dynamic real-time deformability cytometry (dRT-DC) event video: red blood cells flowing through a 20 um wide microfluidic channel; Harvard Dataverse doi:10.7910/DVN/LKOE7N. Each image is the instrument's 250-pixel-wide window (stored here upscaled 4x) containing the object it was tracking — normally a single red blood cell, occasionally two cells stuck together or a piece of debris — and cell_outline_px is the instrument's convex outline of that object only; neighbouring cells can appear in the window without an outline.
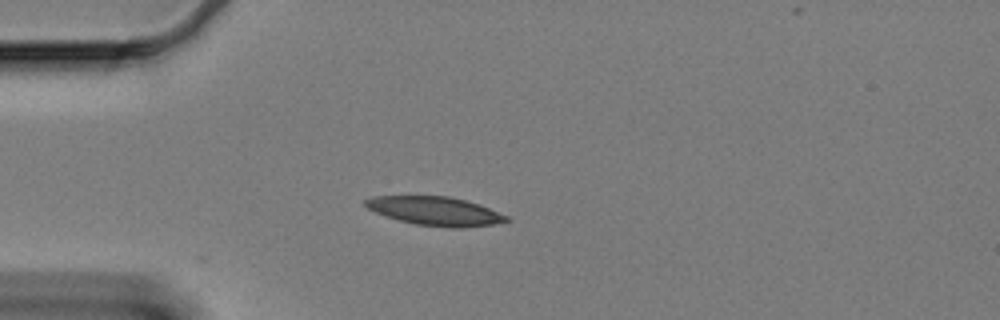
{"species": "Egyptian fruit bat (a non-hibernating species)", "species_latin": "Rousettus aegyptiacus", "temperature_condition": "cold", "stored_images_in_passage": 38, "camera_frame_rate_fps": 3000, "um_per_image_px": 0.085, "animal": {"sex": "female"}, "frame": {"image": 1, "passage_image": 1, "time_ms": 0.0, "image_size_px": [1000, 320], "cell_outline_px": [[512, 220], [492, 224], [460, 228], [452, 228], [416, 224], [400, 220], [376, 212], [368, 208], [364, 204], [364, 200], [372, 196], [448, 196], [480, 204], [508, 216]], "centroid_in_image_um": [37.01, 17.93], "position_along_channel_um": 48.0, "area_um2": 23.41}}
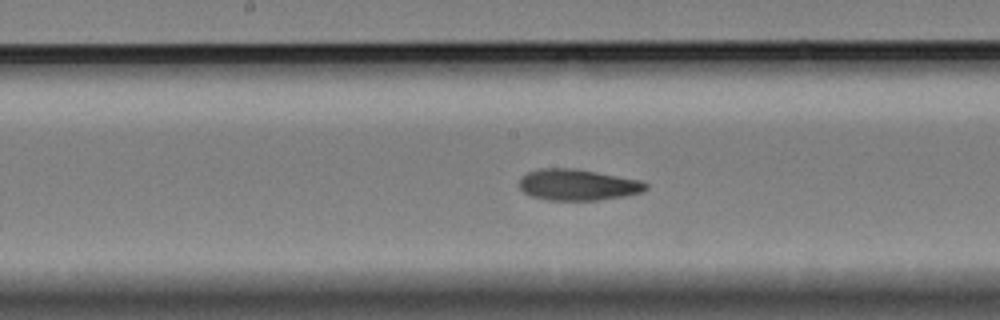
{"frame": {"image": 2, "passage_image": 16, "time_ms": 5.0, "image_size_px": [1000, 320], "cell_outline_px": [[648, 188], [644, 192], [624, 196], [596, 200], [548, 200], [532, 196], [524, 192], [520, 188], [520, 176], [528, 172], [540, 168], [576, 168], [640, 180], [648, 184]], "centroid_in_image_um": [49.12, 15.7], "position_along_channel_um": 199.1, "area_um2": 23.06}}
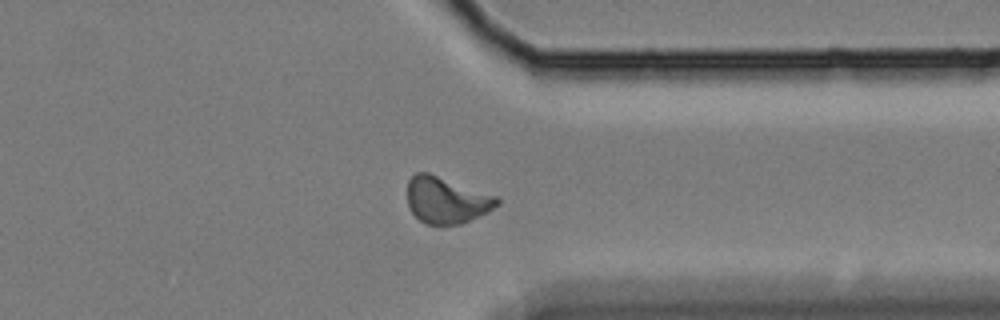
{"frame": {"image": 3, "passage_image": 32, "time_ms": 10.333, "image_size_px": [1000, 320], "cell_outline_px": [[500, 204], [488, 212], [460, 224], [428, 224], [420, 220], [408, 208], [408, 180], [416, 172], [428, 172], [496, 196], [500, 200]], "centroid_in_image_um": [37.94, 17.0], "position_along_channel_um": 373.5, "area_um2": 24.1}, "authors_computed_cell_mechanics": {"area_um2": 23.409, "velocity_mm_per_s": 3.3116, "shape_relaxation_time_tau1_ms": 5.6278, "shape_relaxation_time_tau2_ms": 3.824, "deformation_change_tau1": 0.1375, "deformation_change_tau2": 0.1077}}